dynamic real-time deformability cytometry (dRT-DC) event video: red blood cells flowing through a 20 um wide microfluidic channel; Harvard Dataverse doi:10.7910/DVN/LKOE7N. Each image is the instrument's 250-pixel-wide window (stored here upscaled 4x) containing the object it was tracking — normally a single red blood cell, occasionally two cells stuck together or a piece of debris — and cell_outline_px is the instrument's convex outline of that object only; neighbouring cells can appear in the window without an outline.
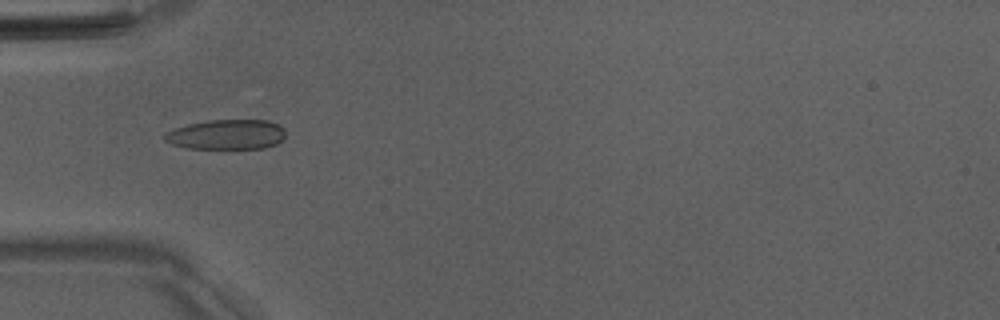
{"species": "Egyptian fruit bat (a non-hibernating species)", "species_latin": "Rousettus aegyptiacus", "temperature_condition": "room temperature", "stored_images_in_passage": 52, "camera_frame_rate_fps": 3000, "um_per_image_px": 0.085, "animal": {"sex": "male"}, "frame": {"image": 1, "passage_image": 17, "time_ms": 5.333, "image_size_px": [1000, 320], "cell_outline_px": [[284, 136], [276, 144], [264, 148], [188, 148], [172, 144], [164, 140], [164, 136], [168, 132], [176, 128], [188, 124], [208, 120], [268, 120], [280, 124], [284, 128]], "centroid_in_image_um": [19.29, 11.42], "position_along_channel_um": 65.7, "area_um2": 20.92}}
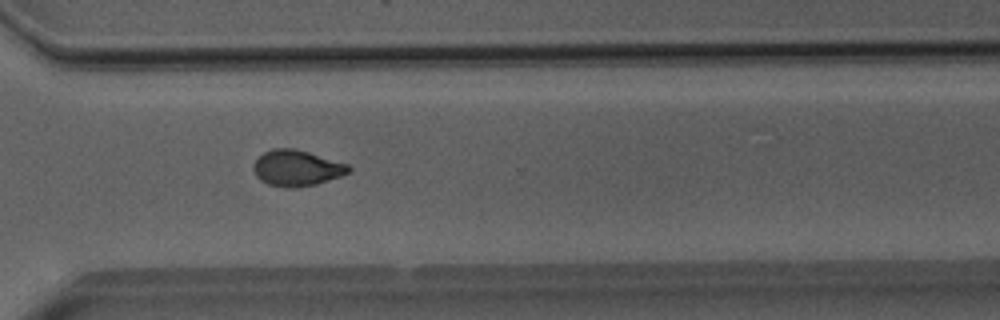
{"frame": {"image": 2, "passage_image": 38, "time_ms": 12.333, "image_size_px": [1000, 320], "cell_outline_px": [[352, 168], [348, 172], [340, 176], [316, 184], [288, 188], [268, 184], [260, 180], [256, 176], [252, 168], [256, 160], [264, 152], [272, 148], [292, 148], [308, 152], [348, 164]], "centroid_in_image_um": [25.2, 14.28], "position_along_channel_um": 345.4, "area_um2": 19.71}}
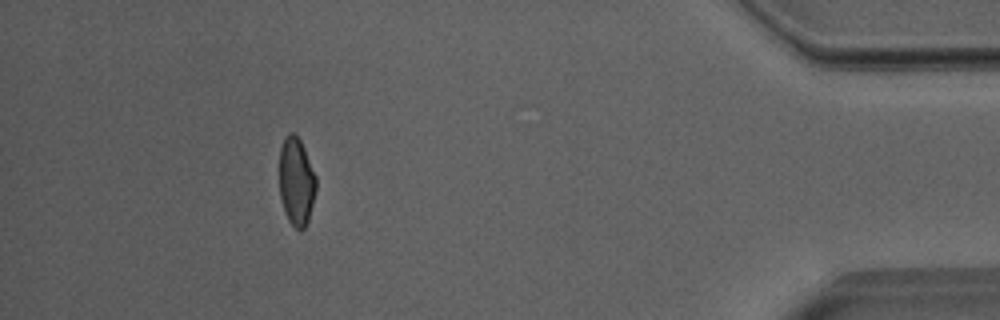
{"frame": {"image": 3, "passage_image": 47, "time_ms": 15.333, "image_size_px": [1000, 320], "cell_outline_px": [[316, 188], [308, 220], [304, 228], [300, 232], [288, 220], [284, 212], [280, 196], [280, 148], [284, 136], [288, 132], [292, 132], [300, 140], [304, 148], [316, 176]], "centroid_in_image_um": [25.18, 15.42], "position_along_channel_um": 410.0, "area_um2": 18.79}, "authors_computed_cell_mechanics": {"area_um2": 20.0855, "velocity_mm_per_s": 4.0139, "shape_relaxation_time_tau1_ms": 8.73, "shape_relaxation_time_tau2_ms": 1.9295, "deformation_change_tau1": 0.2128, "deformation_change_tau2": 0.076}}